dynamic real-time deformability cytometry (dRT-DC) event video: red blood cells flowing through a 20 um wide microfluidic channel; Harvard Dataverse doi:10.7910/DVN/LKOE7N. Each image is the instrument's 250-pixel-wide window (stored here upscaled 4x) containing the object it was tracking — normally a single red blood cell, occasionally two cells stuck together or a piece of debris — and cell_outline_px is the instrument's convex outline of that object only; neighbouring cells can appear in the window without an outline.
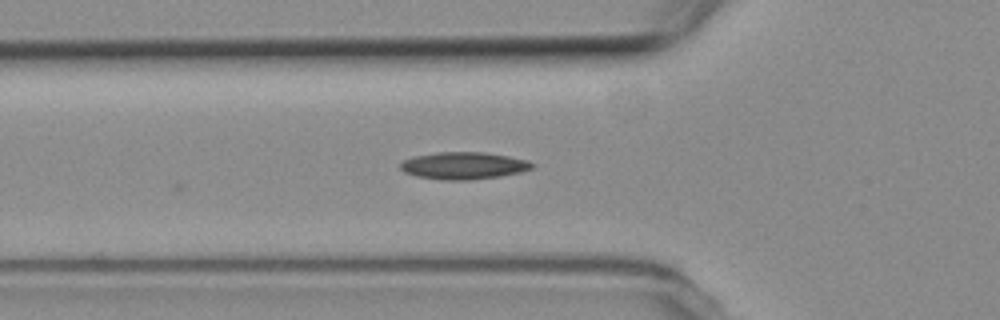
{"species": "common noctule bat (a hibernating species)", "species_latin": "Nyctalus noctula", "temperature_condition": "room temperature", "stored_images_in_passage": 12, "camera_frame_rate_fps": 3000, "um_per_image_px": 0.085, "animal": {"sex": "female", "body_mass_g": 19.3, "forearm_length_mm": 54.1}, "frame": {"image": 1, "passage_image": 12, "time_ms": 3.667, "image_size_px": [1000, 320], "cell_outline_px": [[536, 164], [532, 168], [520, 172], [500, 176], [468, 180], [440, 180], [416, 176], [404, 172], [400, 168], [400, 164], [404, 160], [412, 156], [436, 152], [484, 152], [508, 156], [528, 160]], "centroid_in_image_um": [39.39, 14.07], "position_along_channel_um": 86.4, "area_um2": 20.98}}